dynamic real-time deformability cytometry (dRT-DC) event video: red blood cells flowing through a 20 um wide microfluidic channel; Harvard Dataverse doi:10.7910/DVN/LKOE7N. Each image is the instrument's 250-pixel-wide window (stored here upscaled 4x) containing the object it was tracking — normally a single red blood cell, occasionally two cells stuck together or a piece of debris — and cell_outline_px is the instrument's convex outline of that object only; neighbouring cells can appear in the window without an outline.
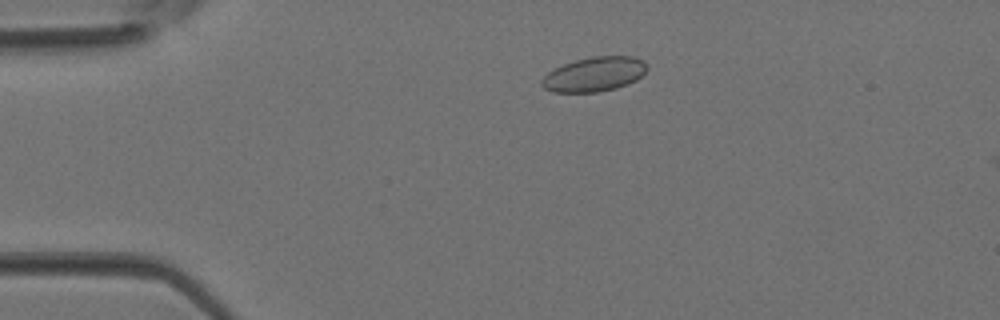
{"species": "Egyptian fruit bat (a non-hibernating species)", "species_latin": "Rousettus aegyptiacus", "temperature_condition": "room temperature", "stored_images_in_passage": 2, "camera_frame_rate_fps": 3000, "um_per_image_px": 0.085, "animal": {"sex": "female"}, "frame": {"image": 1, "passage_image": 1, "time_ms": 0.0, "image_size_px": [1000, 320], "cell_outline_px": [[648, 68], [636, 80], [628, 84], [616, 88], [596, 92], [552, 92], [544, 88], [540, 84], [540, 80], [548, 72], [564, 64], [576, 60], [592, 56], [632, 56], [644, 60]], "centroid_in_image_um": [50.51, 6.31], "position_along_channel_um": 34.5, "area_um2": 21.15}}